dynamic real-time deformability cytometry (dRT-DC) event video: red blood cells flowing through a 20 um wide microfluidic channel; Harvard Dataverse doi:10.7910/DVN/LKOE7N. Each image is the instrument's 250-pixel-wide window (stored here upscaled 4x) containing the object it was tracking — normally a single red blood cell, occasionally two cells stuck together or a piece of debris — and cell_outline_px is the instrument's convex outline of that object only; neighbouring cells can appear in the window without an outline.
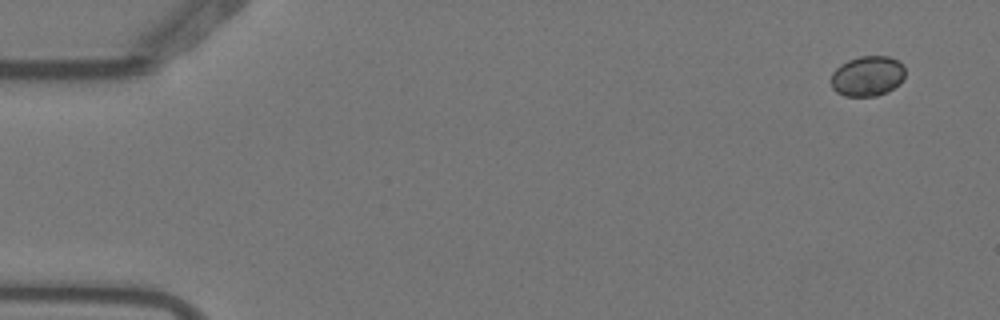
{"species": "Egyptian fruit bat (a non-hibernating species)", "species_latin": "Rousettus aegyptiacus", "temperature_condition": "warm", "stored_images_in_passage": 5, "camera_frame_rate_fps": 3000, "um_per_image_px": 0.085, "animal": {"sex": "female"}, "frame": {"image": 1, "passage_image": 1, "time_ms": 0.0, "image_size_px": [1000, 320], "cell_outline_px": [[904, 80], [900, 84], [888, 92], [876, 96], [844, 96], [836, 92], [832, 88], [832, 72], [840, 64], [848, 60], [860, 56], [888, 56], [900, 60], [904, 64]], "centroid_in_image_um": [73.77, 6.46], "position_along_channel_um": 11.2, "area_um2": 17.69}}
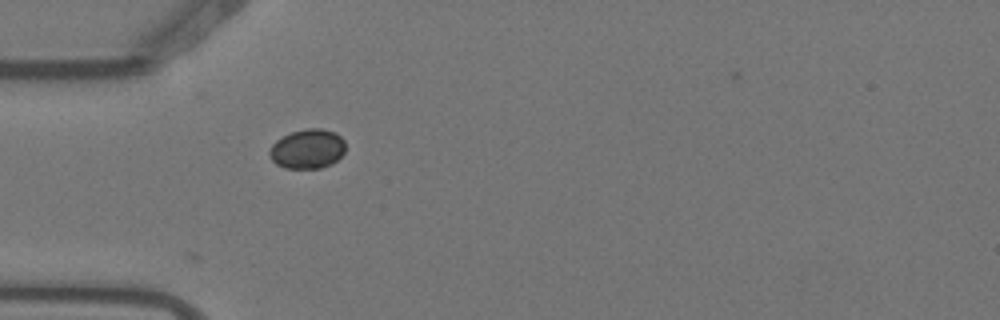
{"frame": {"image": 2, "passage_image": 5, "time_ms": 1.333, "image_size_px": [1000, 320], "cell_outline_px": [[344, 152], [332, 164], [320, 168], [284, 168], [276, 164], [272, 160], [268, 152], [272, 144], [276, 140], [292, 132], [308, 128], [320, 128], [336, 132], [344, 140]], "centroid_in_image_um": [26.13, 12.66], "position_along_channel_um": 58.9, "area_um2": 17.46}}